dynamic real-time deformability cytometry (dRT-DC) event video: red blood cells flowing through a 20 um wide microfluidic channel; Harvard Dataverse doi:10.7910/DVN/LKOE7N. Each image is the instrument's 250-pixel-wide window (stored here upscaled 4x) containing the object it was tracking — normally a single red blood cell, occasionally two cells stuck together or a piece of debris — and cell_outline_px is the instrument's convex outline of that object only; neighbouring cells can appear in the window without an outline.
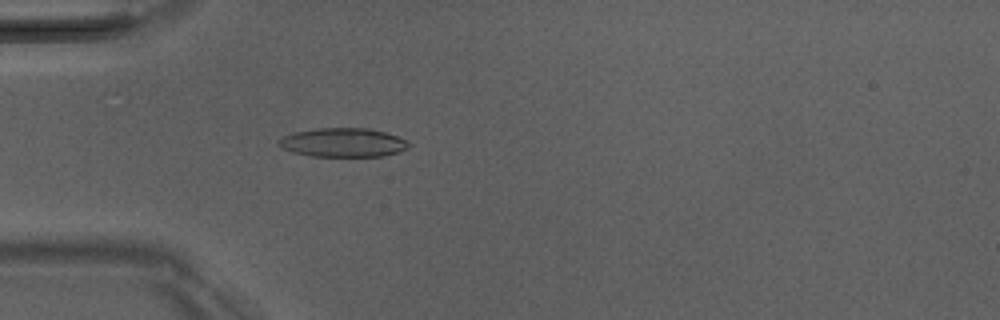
{"species": "Egyptian fruit bat (a non-hibernating species)", "species_latin": "Rousettus aegyptiacus", "temperature_condition": "room temperature", "stored_images_in_passage": 51, "camera_frame_rate_fps": 3000, "um_per_image_px": 0.085, "animal": {"sex": "male"}, "frame": {"image": 1, "passage_image": 16, "time_ms": 5.0, "image_size_px": [1000, 320], "cell_outline_px": [[412, 144], [408, 148], [400, 152], [384, 156], [312, 156], [292, 152], [276, 144], [276, 140], [284, 136], [296, 132], [316, 128], [368, 128], [384, 132], [396, 136]], "centroid_in_image_um": [29.16, 12.12], "position_along_channel_um": 55.8, "area_um2": 21.91}}
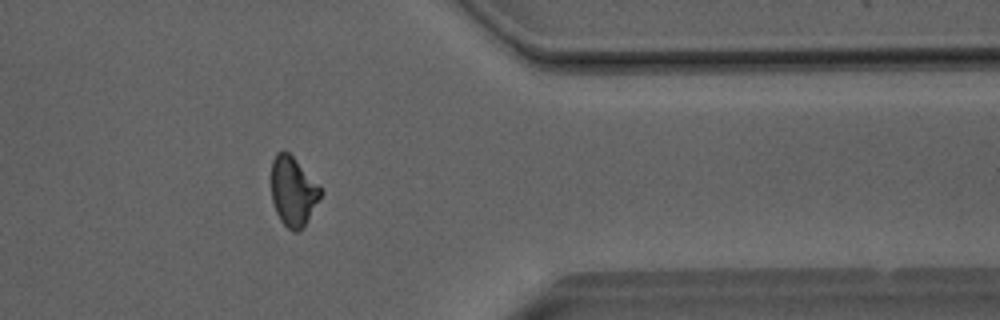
{"frame": {"image": 2, "passage_image": 42, "time_ms": 13.667, "image_size_px": [1000, 320], "cell_outline_px": [[324, 192], [304, 224], [296, 232], [292, 232], [280, 220], [276, 212], [272, 200], [272, 160], [276, 152], [288, 152], [320, 184]], "centroid_in_image_um": [24.93, 16.24], "position_along_channel_um": 386.5, "area_um2": 19.77}}
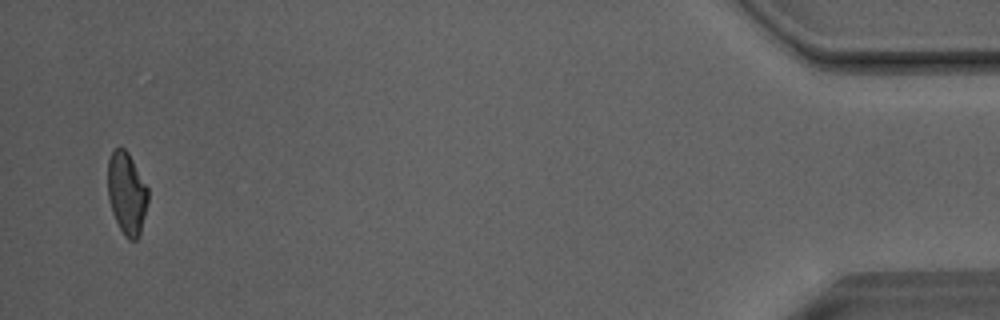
{"frame": {"image": 3, "passage_image": 50, "time_ms": 16.333, "image_size_px": [1000, 320], "cell_outline_px": [[148, 204], [140, 236], [136, 240], [128, 240], [124, 236], [112, 212], [108, 196], [108, 160], [112, 152], [116, 148], [124, 148], [128, 152], [148, 188]], "centroid_in_image_um": [10.79, 16.47], "position_along_channel_um": 424.4, "area_um2": 19.36}, "authors_computed_cell_mechanics": {"area_um2": 20.7502, "velocity_mm_per_s": 4.0654, "shape_relaxation_time_tau1_ms": null, "shape_relaxation_time_tau2_ms": 4.7191, "deformation_change_tau1": null, "deformation_change_tau2": 0.1317}}